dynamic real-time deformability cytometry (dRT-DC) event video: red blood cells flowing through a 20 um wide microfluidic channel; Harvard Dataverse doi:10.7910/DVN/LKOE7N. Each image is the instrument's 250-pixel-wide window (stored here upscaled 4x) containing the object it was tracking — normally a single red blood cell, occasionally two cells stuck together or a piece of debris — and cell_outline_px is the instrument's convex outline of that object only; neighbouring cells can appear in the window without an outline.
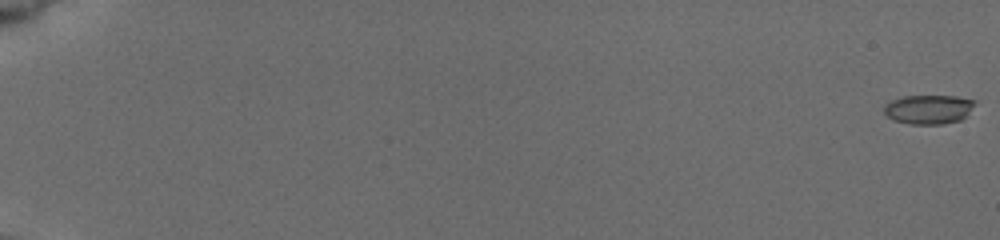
{"species": "common noctule bat (a hibernating species)", "species_latin": "Nyctalus noctula", "temperature_condition": "cold", "stored_images_in_passage": 69, "camera_frame_rate_fps": 3000, "um_per_image_px": 0.085, "animal": {"sex": "female", "body_mass_g": 19.5, "forearm_length_mm": 54.1}, "frame": {"image": 1, "passage_image": 1, "time_ms": 0.0, "image_size_px": [1000, 240], "cell_outline_px": [[976, 100], [968, 112], [960, 120], [944, 124], [908, 124], [896, 120], [888, 116], [884, 112], [884, 108], [892, 100], [904, 96], [956, 96]], "centroid_in_image_um": [78.94, 9.29], "position_along_channel_um": 6.1, "area_um2": 15.14}}
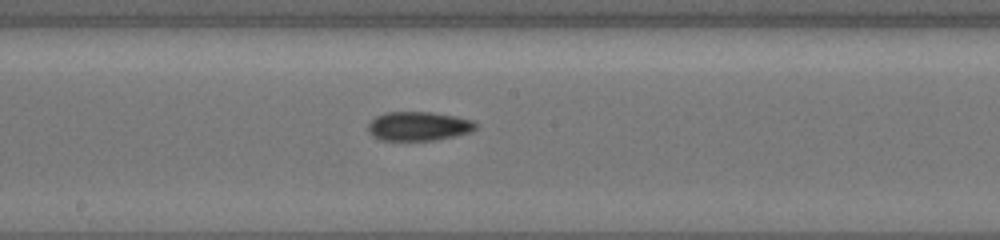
{"frame": {"image": 2, "passage_image": 34, "time_ms": 11.0, "image_size_px": [1000, 240], "cell_outline_px": [[476, 128], [468, 132], [436, 140], [380, 140], [372, 136], [368, 132], [368, 124], [376, 116], [384, 112], [432, 112], [456, 116], [472, 120], [476, 124]], "centroid_in_image_um": [35.53, 10.72], "position_along_channel_um": 212.7, "area_um2": 18.15}}
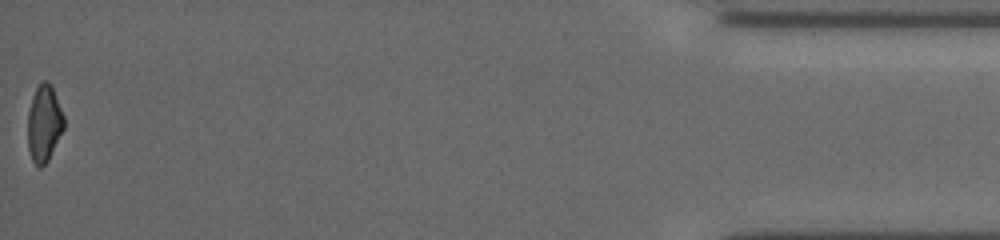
{"frame": {"image": 3, "passage_image": 69, "time_ms": 18.667, "image_size_px": [1000, 240], "cell_outline_px": [[64, 128], [48, 160], [40, 168], [32, 160], [28, 148], [28, 112], [32, 96], [36, 88], [44, 80], [48, 80], [52, 84], [64, 116]], "centroid_in_image_um": [3.75, 10.46], "position_along_channel_um": 431.4, "area_um2": 16.18}, "authors_computed_cell_mechanics": {"area_um2": 17.2244, "velocity_mm_per_s": 3.8743, "shape_relaxation_time_tau1_ms": 8.5892, "shape_relaxation_time_tau2_ms": 3.2905, "deformation_change_tau1": 0.1842, "deformation_change_tau2": 0.0881}}